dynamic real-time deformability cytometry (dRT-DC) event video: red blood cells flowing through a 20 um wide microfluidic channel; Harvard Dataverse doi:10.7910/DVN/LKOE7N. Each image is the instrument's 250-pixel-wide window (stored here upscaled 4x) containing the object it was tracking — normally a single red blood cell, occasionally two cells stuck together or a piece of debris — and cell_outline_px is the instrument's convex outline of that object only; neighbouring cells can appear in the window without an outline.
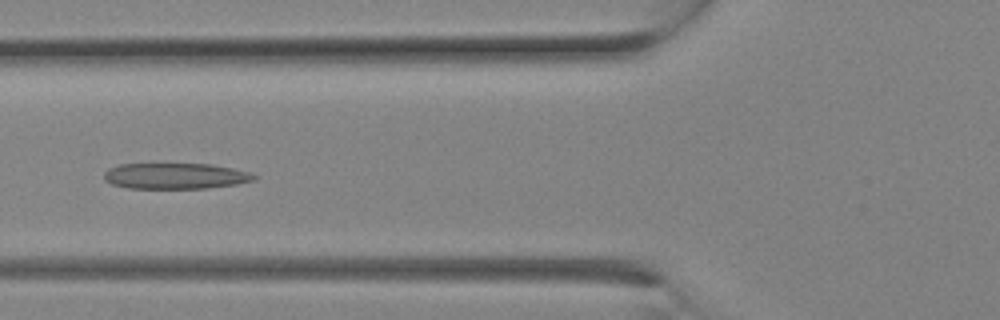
{"species": "Egyptian fruit bat (a non-hibernating species)", "species_latin": "Rousettus aegyptiacus", "temperature_condition": "room temperature", "stored_images_in_passage": 10, "camera_frame_rate_fps": 3000, "um_per_image_px": 0.085, "animal": {"sex": "female"}, "frame": {"image": 1, "passage_image": 9, "time_ms": 2.667, "image_size_px": [1000, 320], "cell_outline_px": [[260, 176], [256, 180], [236, 184], [208, 188], [128, 188], [112, 184], [104, 180], [104, 172], [108, 168], [116, 164], [212, 164], [252, 172]], "centroid_in_image_um": [14.94, 14.95], "position_along_channel_um": 110.9, "area_um2": 22.89}}